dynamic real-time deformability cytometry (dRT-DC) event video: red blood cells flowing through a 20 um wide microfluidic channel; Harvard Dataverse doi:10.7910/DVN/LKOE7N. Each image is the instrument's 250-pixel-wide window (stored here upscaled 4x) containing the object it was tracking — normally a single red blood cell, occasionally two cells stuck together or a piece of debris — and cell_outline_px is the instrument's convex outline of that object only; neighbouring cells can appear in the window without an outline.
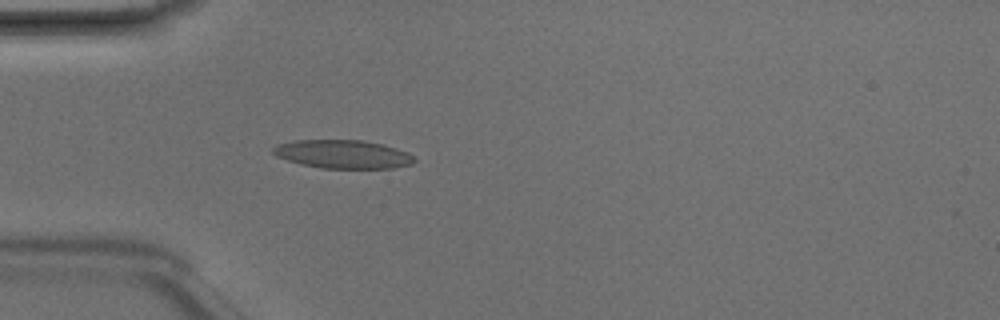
{"species": "Egyptian fruit bat (a non-hibernating species)", "species_latin": "Rousettus aegyptiacus", "temperature_condition": "room temperature", "stored_images_in_passage": 3, "camera_frame_rate_fps": 3000, "um_per_image_px": 0.085, "animal": {"sex": "male"}, "frame": {"image": 1, "passage_image": 3, "time_ms": 0.667, "image_size_px": [1000, 320], "cell_outline_px": [[416, 160], [412, 164], [392, 168], [320, 168], [300, 164], [276, 156], [272, 152], [272, 148], [276, 144], [296, 140], [360, 140], [380, 144], [396, 148], [408, 152]], "centroid_in_image_um": [29.12, 13.11], "position_along_channel_um": 55.9, "area_um2": 23.35}}